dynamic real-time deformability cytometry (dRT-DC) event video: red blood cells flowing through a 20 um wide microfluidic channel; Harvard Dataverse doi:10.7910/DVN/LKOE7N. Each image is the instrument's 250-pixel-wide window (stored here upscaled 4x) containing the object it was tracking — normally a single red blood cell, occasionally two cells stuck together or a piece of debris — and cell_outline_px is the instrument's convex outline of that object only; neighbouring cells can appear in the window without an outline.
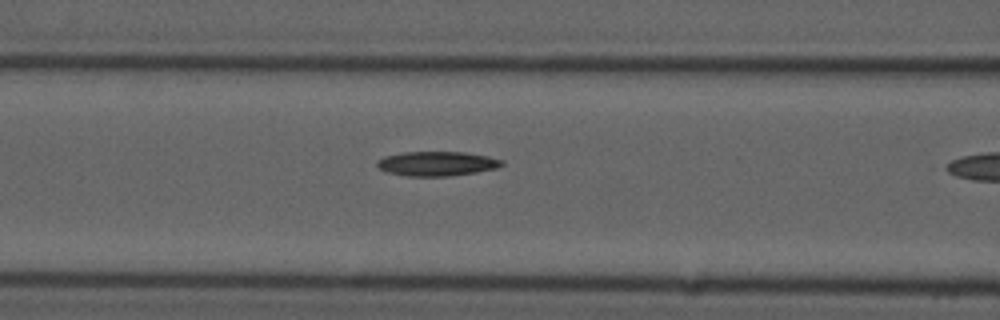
{"species": "common noctule bat (a hibernating species)", "species_latin": "Nyctalus noctula", "temperature_condition": "cold", "stored_images_in_passage": 11, "camera_frame_rate_fps": 3000, "um_per_image_px": 0.085, "animal": {"sex": "male", "forearm_length_mm": 52.5}, "frame": {"image": 1, "passage_image": 10, "time_ms": 3.0, "image_size_px": [1000, 320], "cell_outline_px": [[504, 164], [496, 168], [476, 172], [448, 176], [404, 176], [384, 172], [376, 164], [376, 160], [384, 156], [404, 152], [464, 152], [488, 156], [504, 160]], "centroid_in_image_um": [37.1, 13.91], "position_along_channel_um": 129.5, "area_um2": 17.92}}